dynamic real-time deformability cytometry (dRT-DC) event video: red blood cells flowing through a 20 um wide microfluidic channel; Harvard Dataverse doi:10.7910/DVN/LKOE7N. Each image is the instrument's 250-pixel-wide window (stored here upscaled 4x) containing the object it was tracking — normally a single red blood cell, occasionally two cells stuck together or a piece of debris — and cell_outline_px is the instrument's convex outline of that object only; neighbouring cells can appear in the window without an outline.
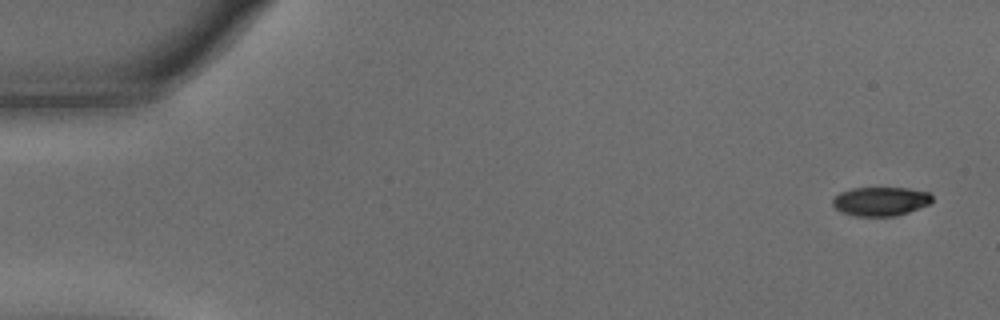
{"species": "common noctule bat (a hibernating species)", "species_latin": "Nyctalus noctula", "temperature_condition": "warm", "stored_images_in_passage": 55, "camera_frame_rate_fps": 3000, "um_per_image_px": 0.085, "animal": {"sex": "male", "body_mass_g": 15.6}, "frame": {"image": 1, "passage_image": 1, "time_ms": 0.0, "image_size_px": [1000, 320], "cell_outline_px": [[932, 200], [928, 204], [908, 212], [896, 216], [856, 216], [840, 212], [832, 204], [832, 200], [840, 192], [852, 188], [908, 188], [928, 192], [932, 196]], "centroid_in_image_um": [74.83, 17.11], "position_along_channel_um": 10.2, "area_um2": 16.7}}
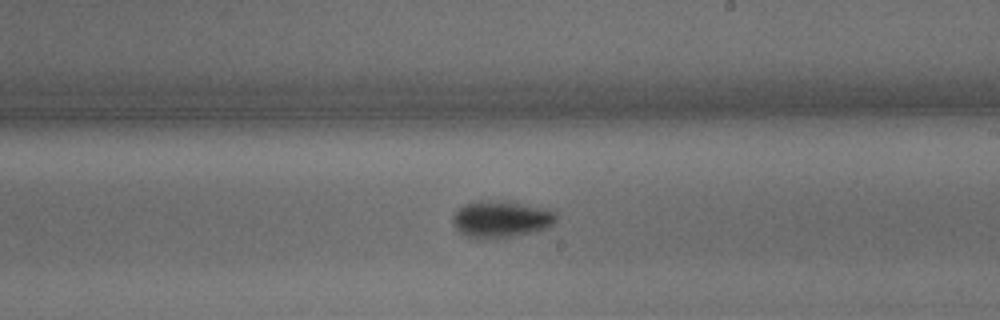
{"frame": {"image": 2, "passage_image": 32, "time_ms": 10.333, "image_size_px": [1000, 320], "cell_outline_px": [[556, 220], [552, 224], [544, 228], [516, 236], [476, 240], [460, 232], [452, 224], [452, 216], [464, 204], [480, 200], [508, 200], [556, 212]], "centroid_in_image_um": [42.53, 18.62], "position_along_channel_um": 246.5, "area_um2": 22.2}}
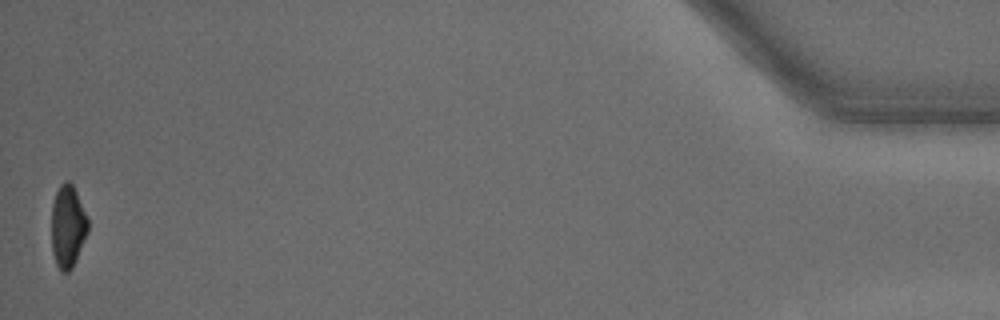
{"frame": {"image": 3, "passage_image": 55, "time_ms": 18.0, "image_size_px": [1000, 320], "cell_outline_px": [[88, 232], [76, 260], [72, 268], [68, 272], [60, 272], [56, 264], [52, 252], [52, 204], [56, 192], [60, 184], [68, 180], [72, 184], [88, 216]], "centroid_in_image_um": [5.76, 19.26], "position_along_channel_um": 429.4, "area_um2": 17.63}, "authors_computed_cell_mechanics": {"area_um2": 19.3052, "velocity_mm_per_s": 3.5915, "shape_relaxation_time_tau1_ms": 3.2826, "shape_relaxation_time_tau2_ms": 8.8131, "deformation_change_tau1": 0.1527, "deformation_change_tau2": 0.1359}}